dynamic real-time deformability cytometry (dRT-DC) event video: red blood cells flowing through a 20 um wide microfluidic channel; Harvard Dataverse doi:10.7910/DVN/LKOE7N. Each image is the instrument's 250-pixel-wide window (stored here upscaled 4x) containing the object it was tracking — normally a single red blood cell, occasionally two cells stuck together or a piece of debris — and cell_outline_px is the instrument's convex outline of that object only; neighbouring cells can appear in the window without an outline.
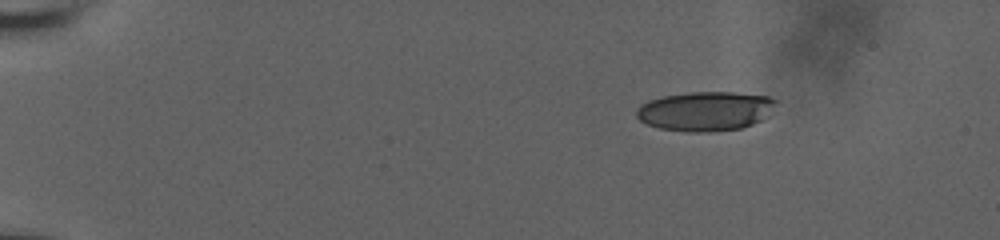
{"species": "human", "species_latin": "Homo sapiens", "temperature_condition": "room temperature", "stored_images_in_passage": 6, "camera_frame_rate_fps": 3000, "um_per_image_px": 0.085, "donor": {"sex": "male"}, "frame": {"image": 1, "passage_image": 1, "time_ms": 0.0, "image_size_px": [1000, 240], "cell_outline_px": [[776, 100], [768, 116], [764, 120], [744, 128], [708, 132], [688, 132], [660, 128], [648, 124], [640, 120], [636, 116], [636, 108], [640, 104], [648, 100], [664, 96], [692, 92], [732, 92], [768, 96]], "centroid_in_image_um": [59.96, 9.45], "position_along_channel_um": 25.0, "area_um2": 32.14}}
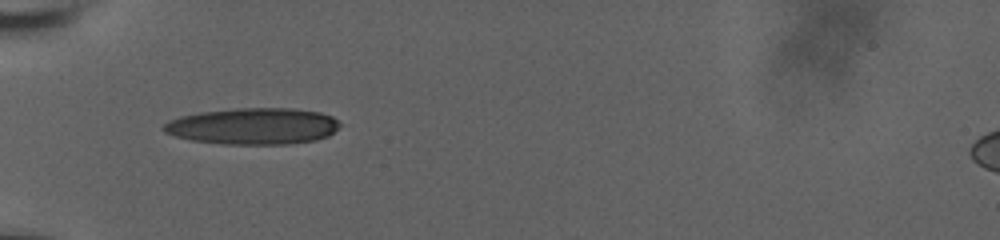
{"frame": {"image": 2, "passage_image": 5, "time_ms": 4.0, "image_size_px": [1000, 240], "cell_outline_px": [[340, 124], [328, 136], [316, 140], [288, 144], [224, 144], [192, 140], [176, 136], [164, 132], [160, 128], [168, 120], [180, 116], [200, 112], [240, 108], [292, 108], [320, 112], [332, 116]], "centroid_in_image_um": [21.49, 10.72], "position_along_channel_um": 63.5, "area_um2": 37.4}}